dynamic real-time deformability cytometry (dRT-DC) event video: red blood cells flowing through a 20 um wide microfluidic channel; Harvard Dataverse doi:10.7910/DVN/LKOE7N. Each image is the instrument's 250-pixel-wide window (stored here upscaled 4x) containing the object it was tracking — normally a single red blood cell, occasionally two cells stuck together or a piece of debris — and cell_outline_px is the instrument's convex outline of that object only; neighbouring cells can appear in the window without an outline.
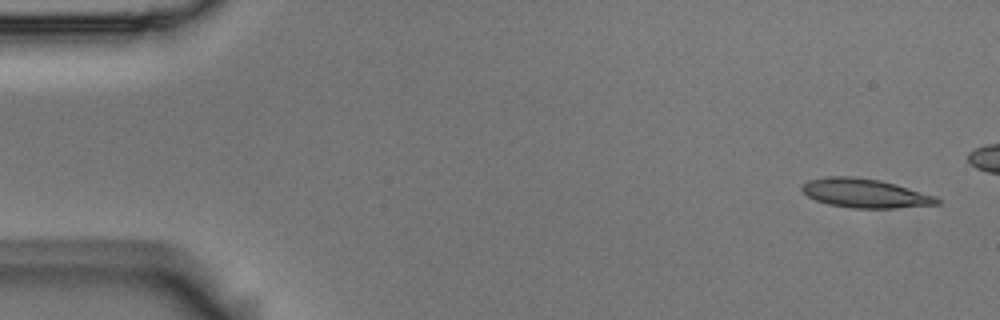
{"species": "Egyptian fruit bat (a non-hibernating species)", "species_latin": "Rousettus aegyptiacus", "temperature_condition": "room temperature", "stored_images_in_passage": 7, "segment_of_instrument_passage": [1, 2], "camera_frame_rate_fps": 3000, "um_per_image_px": 0.085, "animal": {"sex": "male"}, "frame": {"image": 1, "passage_image": 1, "time_ms": 0.0, "image_size_px": [1000, 320], "cell_outline_px": [[940, 204], [896, 208], [852, 208], [828, 204], [816, 200], [808, 196], [800, 188], [808, 180], [828, 176], [852, 176], [880, 180], [896, 184], [936, 196], [940, 200]], "centroid_in_image_um": [73.54, 16.42], "position_along_channel_um": 11.5, "area_um2": 22.83}}
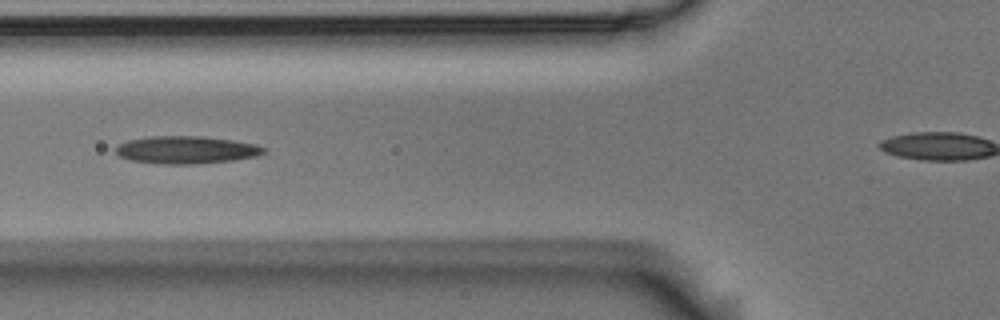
{"frame": {"image": 2, "passage_image": 6, "time_ms": 1.667, "image_size_px": [1000, 320], "cell_outline_px": [[268, 148], [264, 152], [256, 156], [232, 160], [196, 164], [164, 164], [128, 160], [120, 156], [116, 152], [116, 144], [128, 140], [148, 136], [200, 136], [232, 140], [256, 144]], "centroid_in_image_um": [15.81, 12.73], "position_along_channel_um": 110.0, "area_um2": 23.87}}